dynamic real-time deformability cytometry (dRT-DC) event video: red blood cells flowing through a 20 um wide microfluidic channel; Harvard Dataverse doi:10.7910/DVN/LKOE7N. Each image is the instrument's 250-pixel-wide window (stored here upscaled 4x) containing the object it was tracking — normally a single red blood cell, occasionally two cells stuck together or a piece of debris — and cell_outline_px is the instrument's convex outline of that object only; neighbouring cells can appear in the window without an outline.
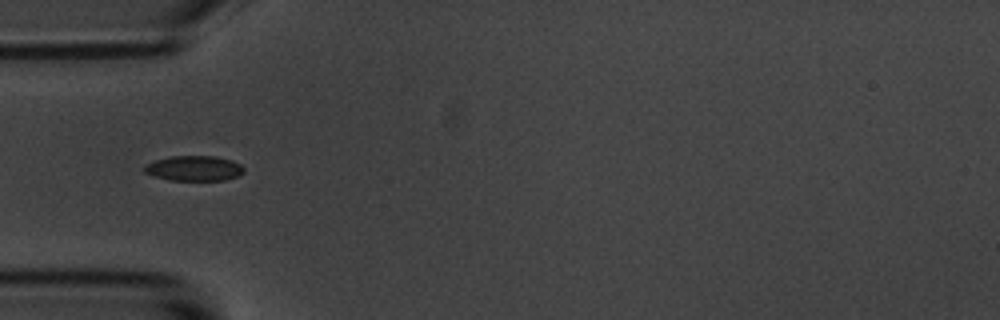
{"species": "common noctule bat (a hibernating species)", "species_latin": "Nyctalus noctula", "temperature_condition": "room temperature", "stored_images_in_passage": 9, "camera_frame_rate_fps": 3000, "um_per_image_px": 0.085, "animal": {"sex": "male", "body_mass_g": 20.1, "forearm_length_mm": 53.5}, "frame": {"image": 1, "passage_image": 1, "time_ms": 0.0, "image_size_px": [1000, 320], "cell_outline_px": [[244, 172], [236, 176], [224, 180], [168, 180], [152, 176], [144, 172], [144, 168], [148, 164], [156, 160], [172, 156], [216, 156], [232, 160], [240, 164], [244, 168]], "centroid_in_image_um": [16.5, 14.31], "position_along_channel_um": 68.5, "area_um2": 14.51}}
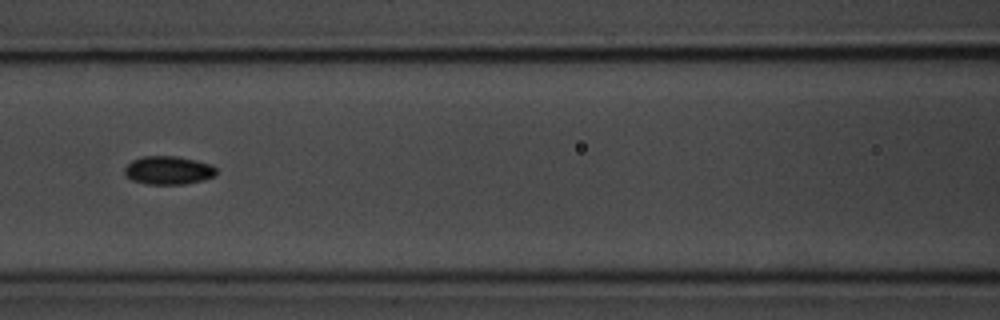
{"frame": {"image": 2, "passage_image": 3, "time_ms": 2.333, "image_size_px": [1000, 320], "cell_outline_px": [[216, 176], [204, 180], [184, 184], [148, 184], [132, 180], [124, 176], [124, 168], [132, 160], [144, 156], [176, 156], [196, 160], [212, 164], [216, 168]], "centroid_in_image_um": [14.32, 14.47], "position_along_channel_um": 152.3, "area_um2": 15.32}}
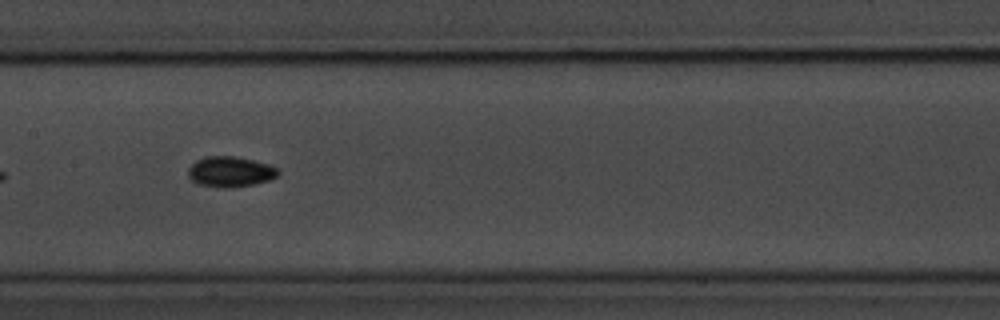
{"frame": {"image": 3, "passage_image": 4, "time_ms": 3.333, "image_size_px": [1000, 320], "cell_outline_px": [[280, 172], [276, 176], [268, 180], [252, 184], [232, 188], [220, 188], [200, 184], [192, 180], [188, 176], [188, 168], [196, 160], [204, 156], [232, 156], [252, 160], [268, 164], [276, 168]], "centroid_in_image_um": [19.54, 14.59], "position_along_channel_um": 187.9, "area_um2": 15.84}}